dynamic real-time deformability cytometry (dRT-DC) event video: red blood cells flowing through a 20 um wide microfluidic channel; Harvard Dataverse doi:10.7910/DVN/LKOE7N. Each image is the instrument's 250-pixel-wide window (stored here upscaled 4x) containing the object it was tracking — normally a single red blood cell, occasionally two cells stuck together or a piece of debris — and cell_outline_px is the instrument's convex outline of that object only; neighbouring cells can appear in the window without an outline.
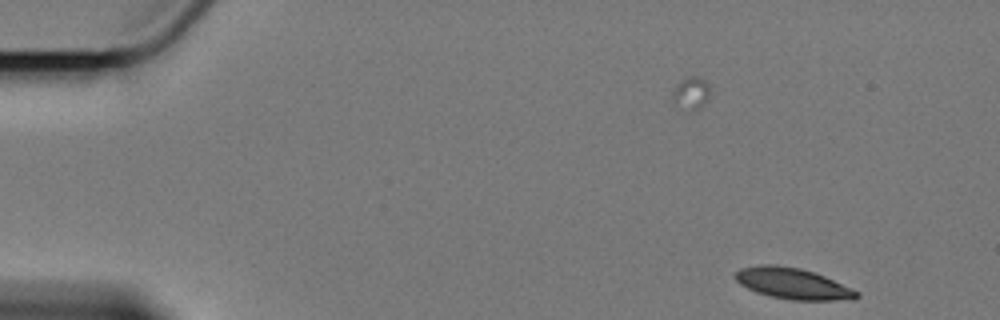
{"species": "Egyptian fruit bat (a non-hibernating species)", "species_latin": "Rousettus aegyptiacus", "temperature_condition": "cold", "stored_images_in_passage": 56, "camera_frame_rate_fps": 3000, "um_per_image_px": 0.085, "animal": {"sex": "female"}, "frame": {"image": 1, "passage_image": 1, "time_ms": 0.0, "image_size_px": [1000, 320], "cell_outline_px": [[860, 296], [832, 300], [792, 300], [768, 296], [756, 292], [740, 284], [732, 276], [740, 268], [760, 264], [776, 264], [800, 268], [824, 276], [852, 288], [860, 292]], "centroid_in_image_um": [67.31, 24.08], "position_along_channel_um": 17.7, "area_um2": 21.85}}
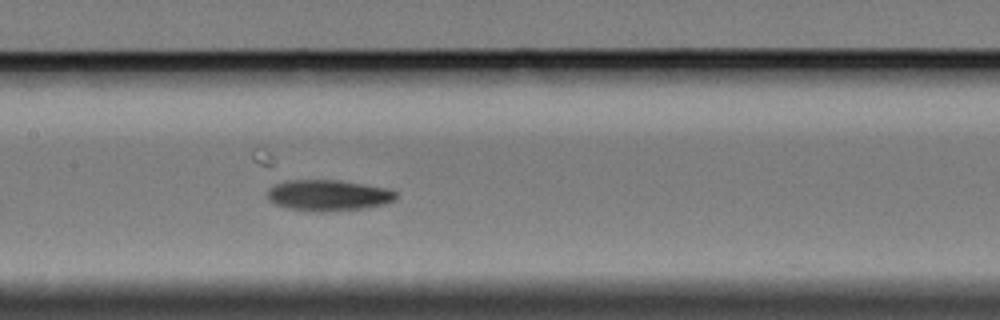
{"frame": {"image": 2, "passage_image": 25, "time_ms": 8.0, "image_size_px": [1000, 320], "cell_outline_px": [[396, 200], [384, 204], [364, 208], [328, 212], [320, 212], [288, 208], [276, 204], [268, 200], [268, 188], [284, 180], [340, 180], [388, 188], [396, 192]], "centroid_in_image_um": [27.91, 16.6], "position_along_channel_um": 179.5, "area_um2": 23.35}}
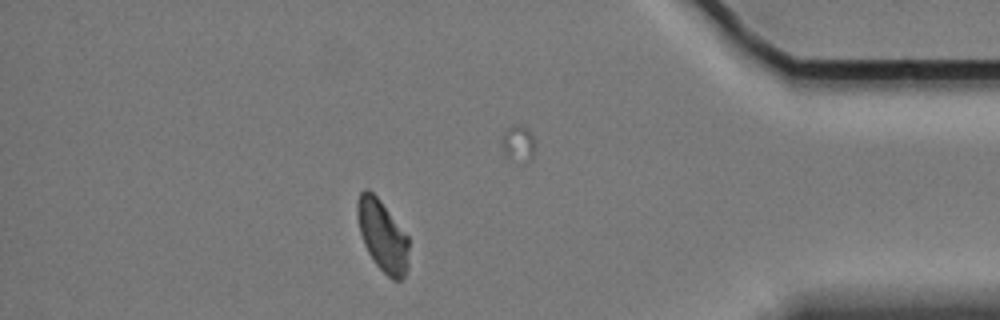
{"frame": {"image": 3, "passage_image": 48, "time_ms": 15.667, "image_size_px": [1000, 320], "cell_outline_px": [[408, 268], [404, 276], [400, 280], [392, 280], [376, 264], [368, 252], [364, 244], [360, 232], [356, 216], [356, 204], [360, 192], [364, 188], [368, 188], [380, 200], [408, 236]], "centroid_in_image_um": [32.5, 20.02], "position_along_channel_um": 402.7, "area_um2": 21.39}, "authors_computed_cell_mechanics": {"area_um2": 22.5998, "velocity_mm_per_s": 3.3747, "shape_relaxation_time_tau1_ms": 4.4285, "shape_relaxation_time_tau2_ms": 8.0753, "deformation_change_tau1": 0.1214, "deformation_change_tau2": 0.1061}}